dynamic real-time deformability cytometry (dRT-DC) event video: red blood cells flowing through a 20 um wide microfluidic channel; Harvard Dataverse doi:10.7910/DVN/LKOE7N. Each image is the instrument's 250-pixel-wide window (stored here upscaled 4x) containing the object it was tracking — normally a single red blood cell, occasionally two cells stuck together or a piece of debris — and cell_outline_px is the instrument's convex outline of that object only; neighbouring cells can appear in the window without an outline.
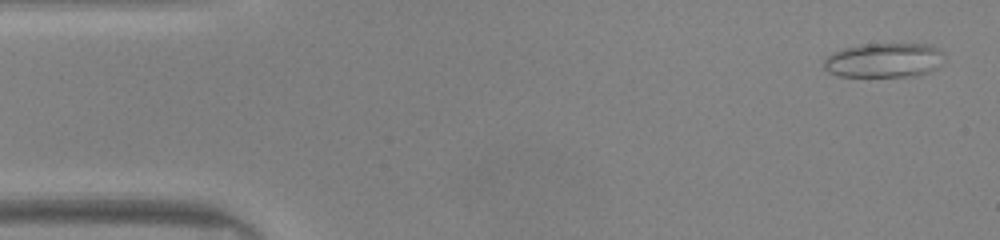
{"species": "common noctule bat (a hibernating species)", "species_latin": "Nyctalus noctula", "temperature_condition": "warm", "stored_images_in_passage": 48, "camera_frame_rate_fps": 3000, "um_per_image_px": 0.085, "animal": {"sex": "male", "body_mass_g": 20.0, "forearm_length_mm": 53.3}, "frame": {"image": 1, "passage_image": 2, "time_ms": 0.333, "image_size_px": [1000, 240], "cell_outline_px": [[944, 60], [936, 68], [920, 76], [836, 76], [828, 72], [824, 68], [824, 56], [832, 52], [844, 48], [864, 44], [932, 44], [944, 52]], "centroid_in_image_um": [75.15, 5.12], "position_along_channel_um": 9.9, "area_um2": 24.57}}
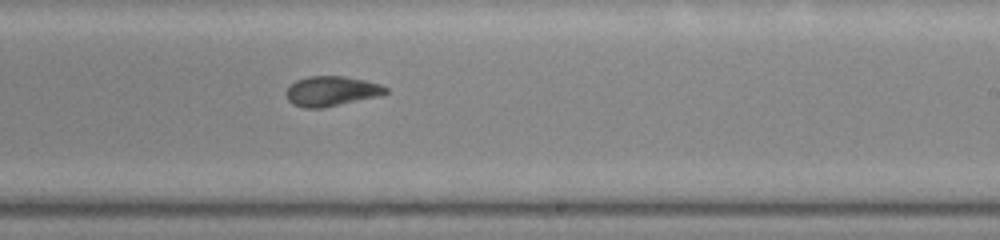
{"frame": {"image": 2, "passage_image": 28, "time_ms": 9.0, "image_size_px": [1000, 240], "cell_outline_px": [[388, 92], [380, 96], [324, 108], [304, 108], [292, 104], [288, 100], [284, 92], [296, 80], [308, 76], [344, 76], [364, 80], [380, 84], [388, 88]], "centroid_in_image_um": [28.17, 7.75], "position_along_channel_um": 260.8, "area_um2": 17.51}}
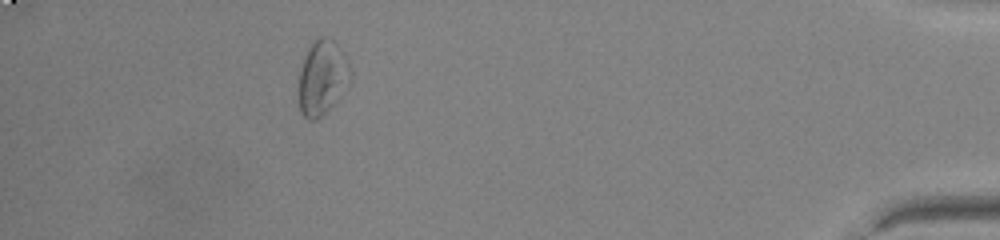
{"frame": {"image": 3, "passage_image": 43, "time_ms": 14.0, "image_size_px": [1000, 240], "cell_outline_px": [[352, 76], [348, 84], [336, 100], [316, 120], [308, 120], [300, 112], [296, 96], [300, 72], [304, 56], [308, 48], [320, 36], [328, 36], [336, 44], [348, 60], [352, 72]], "centroid_in_image_um": [27.36, 6.6], "position_along_channel_um": 407.8, "area_um2": 22.6}, "authors_computed_cell_mechanics": {"area_um2": 18.0914, "velocity_mm_per_s": 4.1689, "shape_relaxation_time_tau1_ms": 5.8163, "shape_relaxation_time_tau2_ms": 4.4347, "deformation_change_tau1": 0.1832, "deformation_change_tau2": 0.1125}}